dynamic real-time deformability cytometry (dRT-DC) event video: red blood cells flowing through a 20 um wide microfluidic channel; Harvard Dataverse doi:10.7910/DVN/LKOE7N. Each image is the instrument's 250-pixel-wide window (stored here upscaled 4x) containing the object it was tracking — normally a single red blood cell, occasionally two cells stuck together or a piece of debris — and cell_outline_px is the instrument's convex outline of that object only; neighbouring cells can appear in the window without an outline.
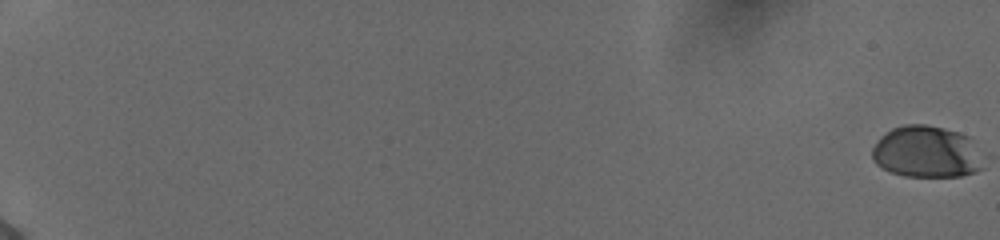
{"species": "human", "species_latin": "Homo sapiens", "temperature_condition": "cold", "stored_images_in_passage": 58, "camera_frame_rate_fps": 3000, "um_per_image_px": 0.085, "donor": {"sex": "female"}, "frame": {"image": 1, "passage_image": 1, "time_ms": 0.0, "image_size_px": [1000, 240], "cell_outline_px": [[984, 168], [976, 172], [960, 176], [904, 176], [892, 172], [876, 164], [872, 160], [872, 148], [880, 136], [892, 128], [904, 124], [924, 124], [956, 132], [968, 136], [984, 164]], "centroid_in_image_um": [78.72, 12.92], "position_along_channel_um": 6.3, "area_um2": 33.29}}
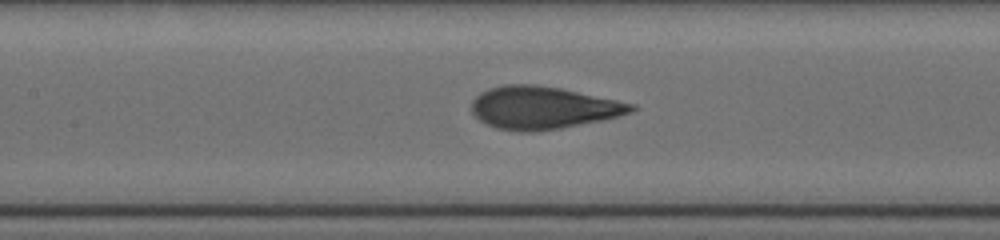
{"frame": {"image": 2, "passage_image": 32, "time_ms": 10.333, "image_size_px": [1000, 240], "cell_outline_px": [[636, 108], [632, 112], [600, 120], [560, 128], [532, 132], [520, 132], [496, 128], [480, 120], [472, 112], [472, 100], [480, 92], [488, 88], [504, 84], [536, 84], [560, 88], [636, 104]], "centroid_in_image_um": [46.12, 9.14], "position_along_channel_um": 161.3, "area_um2": 39.42}}
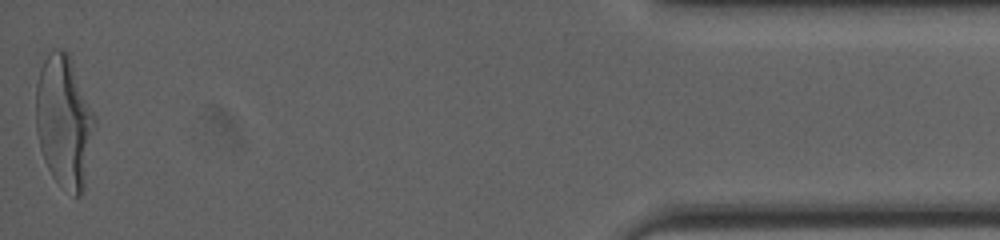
{"frame": {"image": 3, "passage_image": 58, "time_ms": 19.0, "image_size_px": [1000, 240], "cell_outline_px": [[96, 120], [84, 184], [80, 196], [72, 196], [52, 176], [44, 160], [40, 148], [36, 132], [36, 84], [40, 68], [48, 52], [52, 48], [60, 48], [68, 52], [96, 116]], "centroid_in_image_um": [5.44, 10.28], "position_along_channel_um": 429.8, "area_um2": 45.32}, "authors_computed_cell_mechanics": {"area_um2": 37.9168, "velocity_mm_per_s": 3.8838, "shape_relaxation_time_tau1_ms": 4.4387, "shape_relaxation_time_tau2_ms": null, "deformation_change_tau1": 0.1854, "deformation_change_tau2": null}}